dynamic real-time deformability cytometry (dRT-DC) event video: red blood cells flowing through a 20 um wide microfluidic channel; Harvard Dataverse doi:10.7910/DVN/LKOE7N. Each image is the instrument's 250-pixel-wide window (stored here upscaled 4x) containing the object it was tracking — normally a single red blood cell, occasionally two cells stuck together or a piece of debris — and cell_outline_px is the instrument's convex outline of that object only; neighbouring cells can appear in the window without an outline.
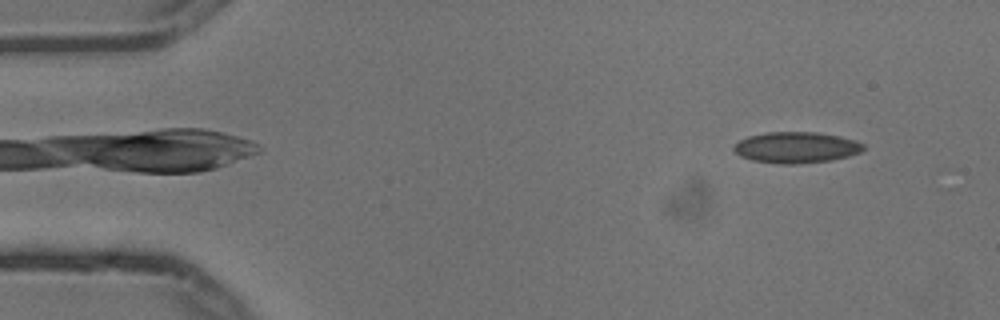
{"species": "common noctule bat (a hibernating species)", "species_latin": "Nyctalus noctula", "temperature_condition": "cold", "stored_images_in_passage": 6, "camera_frame_rate_fps": 3000, "um_per_image_px": 0.085, "animal": {"sex": "male", "body_mass_g": 13.3}, "frame": {"image": 1, "passage_image": 1, "time_ms": 0.0, "image_size_px": [1000, 320], "cell_outline_px": [[864, 148], [860, 152], [848, 156], [832, 160], [796, 164], [780, 164], [752, 160], [740, 156], [732, 148], [740, 140], [748, 136], [768, 132], [816, 132], [840, 136], [856, 140], [864, 144]], "centroid_in_image_um": [67.69, 12.53], "position_along_channel_um": 17.3, "area_um2": 23.47}}
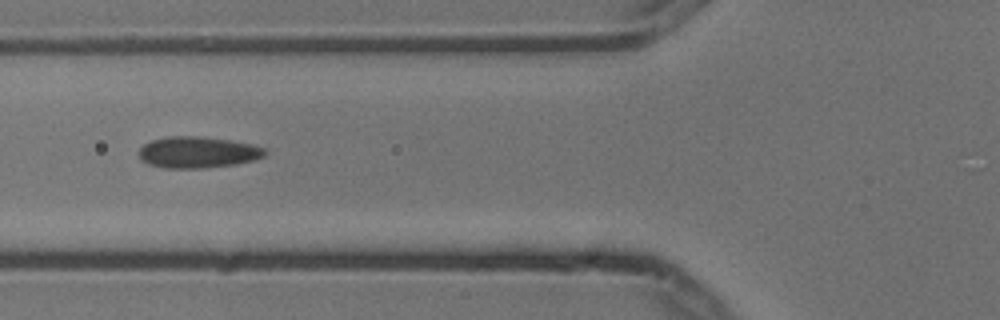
{"frame": {"image": 2, "passage_image": 5, "time_ms": 1.333, "image_size_px": [1000, 320], "cell_outline_px": [[268, 152], [264, 156], [252, 160], [236, 164], [204, 168], [164, 168], [148, 164], [140, 160], [140, 148], [144, 144], [152, 140], [168, 136], [196, 136], [232, 140], [252, 144], [268, 148]], "centroid_in_image_um": [16.84, 12.94], "position_along_channel_um": 109.0, "area_um2": 23.18}}
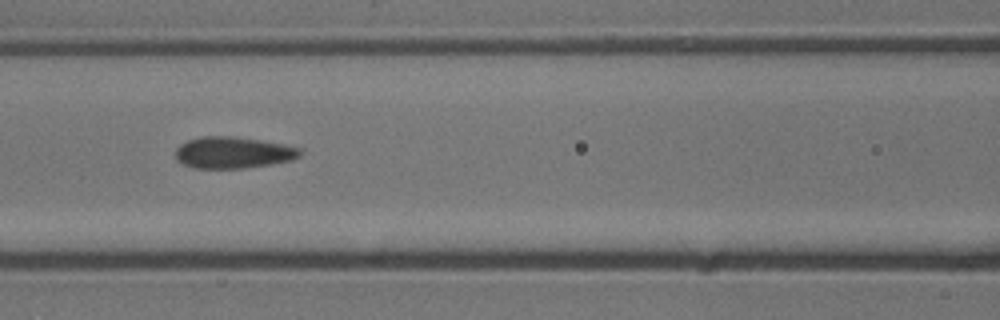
{"frame": {"image": 3, "passage_image": 6, "time_ms": 1.667, "image_size_px": [1000, 320], "cell_outline_px": [[300, 156], [292, 160], [244, 168], [192, 168], [176, 160], [176, 148], [180, 144], [188, 140], [200, 136], [236, 136], [284, 144], [300, 148]], "centroid_in_image_um": [19.78, 12.96], "position_along_channel_um": 146.8, "area_um2": 22.89}}